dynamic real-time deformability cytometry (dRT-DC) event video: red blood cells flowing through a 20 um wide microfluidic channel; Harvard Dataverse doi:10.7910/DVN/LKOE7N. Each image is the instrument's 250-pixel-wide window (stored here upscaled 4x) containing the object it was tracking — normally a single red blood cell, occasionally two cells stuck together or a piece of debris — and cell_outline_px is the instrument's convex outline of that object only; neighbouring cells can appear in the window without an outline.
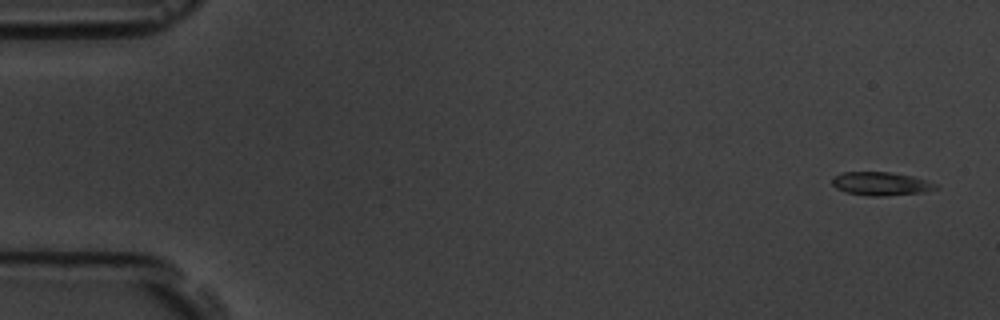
{"species": "common noctule bat (a hibernating species)", "species_latin": "Nyctalus noctula", "temperature_condition": "room temperature", "stored_images_in_passage": 5, "camera_frame_rate_fps": 3000, "um_per_image_px": 0.085, "animal": {"sex": "male", "body_mass_g": 19.5, "forearm_length_mm": 54.6}, "frame": {"image": 1, "passage_image": 1, "time_ms": 0.0, "image_size_px": [1000, 320], "cell_outline_px": [[936, 188], [924, 192], [880, 196], [868, 196], [848, 192], [836, 188], [832, 184], [832, 176], [844, 172], [888, 172], [912, 176], [936, 184]], "centroid_in_image_um": [74.82, 15.61], "position_along_channel_um": 10.2, "area_um2": 13.87}}
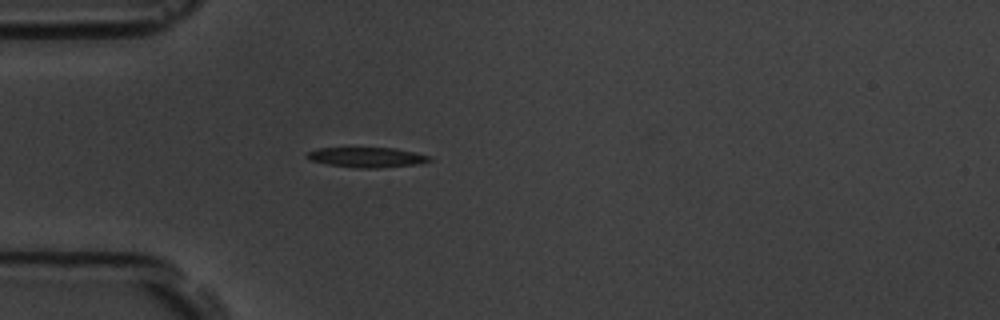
{"frame": {"image": 2, "passage_image": 5, "time_ms": 4.667, "image_size_px": [1000, 320], "cell_outline_px": [[432, 160], [416, 164], [376, 168], [356, 168], [328, 164], [312, 160], [308, 156], [308, 152], [320, 148], [396, 148], [432, 156]], "centroid_in_image_um": [31.25, 13.37], "position_along_channel_um": 53.7, "area_um2": 14.05}}